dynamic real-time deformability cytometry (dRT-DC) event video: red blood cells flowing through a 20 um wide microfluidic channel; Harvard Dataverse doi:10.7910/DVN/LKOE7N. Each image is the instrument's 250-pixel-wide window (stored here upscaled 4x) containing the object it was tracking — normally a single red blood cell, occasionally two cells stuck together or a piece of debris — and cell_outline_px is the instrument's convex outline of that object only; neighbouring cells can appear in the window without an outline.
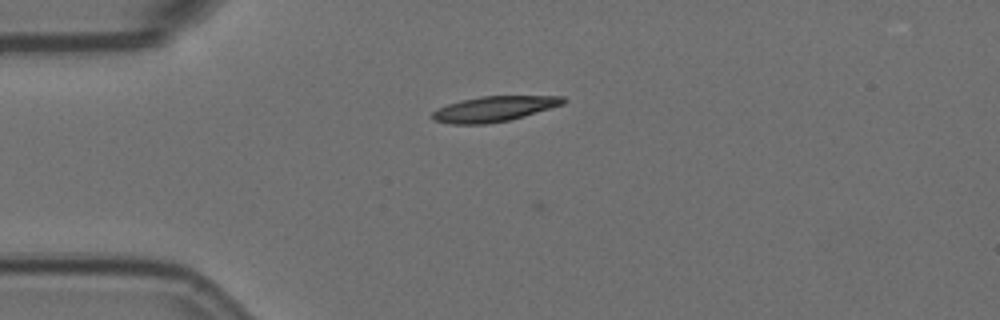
{"species": "Egyptian fruit bat (a non-hibernating species)", "species_latin": "Rousettus aegyptiacus", "temperature_condition": "room temperature", "stored_images_in_passage": 7, "camera_frame_rate_fps": 3000, "um_per_image_px": 0.085, "animal": {"sex": "female"}, "frame": {"image": 1, "passage_image": 5, "time_ms": 1.333, "image_size_px": [1000, 320], "cell_outline_px": [[568, 100], [564, 104], [524, 116], [508, 120], [488, 124], [448, 124], [432, 120], [432, 112], [436, 108], [460, 100], [480, 96], [564, 96]], "centroid_in_image_um": [41.97, 9.25], "position_along_channel_um": 43.0, "area_um2": 19.48}}
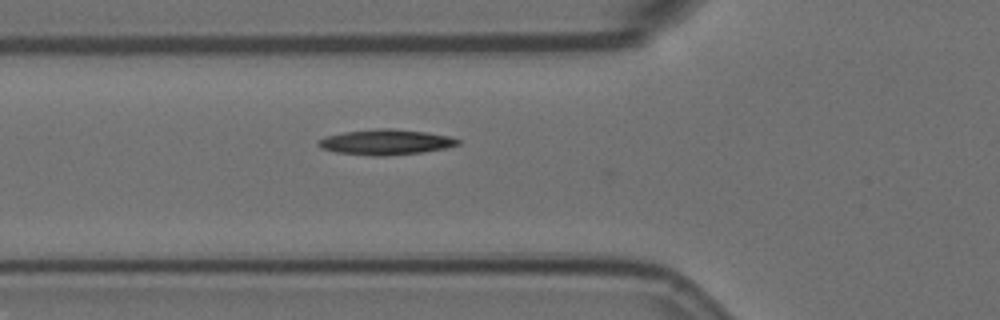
{"frame": {"image": 2, "passage_image": 7, "time_ms": 2.0, "image_size_px": [1000, 320], "cell_outline_px": [[460, 144], [444, 148], [420, 152], [384, 156], [372, 156], [336, 152], [320, 148], [316, 144], [316, 140], [328, 136], [344, 132], [376, 128], [392, 128], [424, 132], [448, 136], [460, 140]], "centroid_in_image_um": [32.73, 12.07], "position_along_channel_um": 93.1, "area_um2": 20.52}}